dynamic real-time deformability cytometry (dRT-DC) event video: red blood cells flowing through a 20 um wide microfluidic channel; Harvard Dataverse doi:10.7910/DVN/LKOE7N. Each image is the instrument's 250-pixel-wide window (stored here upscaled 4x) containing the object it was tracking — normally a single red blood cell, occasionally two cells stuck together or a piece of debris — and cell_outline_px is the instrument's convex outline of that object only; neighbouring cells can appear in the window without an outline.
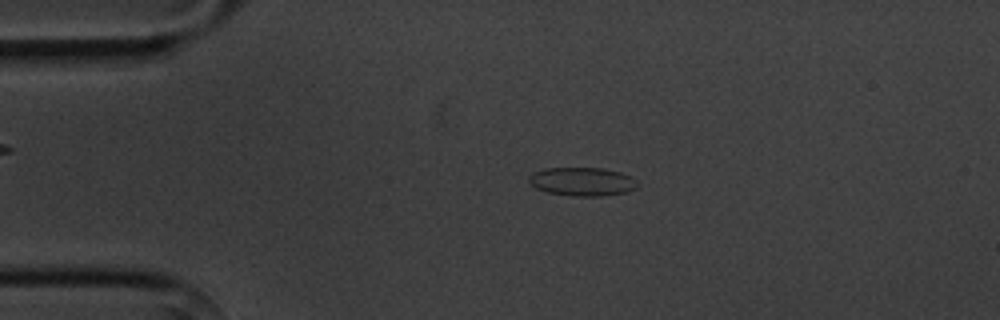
{"species": "common noctule bat (a hibernating species)", "species_latin": "Nyctalus noctula", "temperature_condition": "cold", "stored_images_in_passage": 4, "camera_frame_rate_fps": 3000, "um_per_image_px": 0.085, "animal": {"sex": "male", "body_mass_g": 20.1, "forearm_length_mm": 53.5}, "frame": {"image": 1, "passage_image": 3, "time_ms": 2.333, "image_size_px": [1000, 320], "cell_outline_px": [[640, 184], [636, 188], [628, 192], [600, 196], [572, 196], [548, 192], [536, 188], [528, 180], [528, 176], [532, 172], [544, 168], [604, 168], [620, 172], [632, 176]], "centroid_in_image_um": [49.52, 15.43], "position_along_channel_um": 35.5, "area_um2": 18.26}}